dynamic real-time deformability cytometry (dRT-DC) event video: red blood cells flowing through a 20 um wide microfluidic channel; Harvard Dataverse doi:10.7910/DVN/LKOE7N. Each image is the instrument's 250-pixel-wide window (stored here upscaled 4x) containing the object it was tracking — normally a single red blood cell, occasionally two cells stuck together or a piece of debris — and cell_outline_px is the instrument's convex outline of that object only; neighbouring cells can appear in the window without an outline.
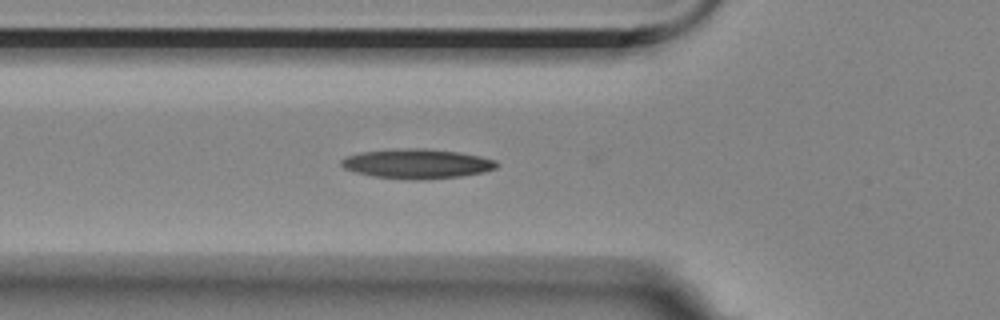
{"species": "Egyptian fruit bat (a non-hibernating species)", "species_latin": "Rousettus aegyptiacus", "temperature_condition": "room temperature", "stored_images_in_passage": 30, "camera_frame_rate_fps": 3000, "um_per_image_px": 0.085, "animal": {"sex": "female"}, "frame": {"image": 1, "passage_image": 2, "time_ms": 0.333, "image_size_px": [1000, 320], "cell_outline_px": [[500, 164], [496, 168], [484, 172], [460, 176], [424, 180], [408, 180], [372, 176], [356, 172], [344, 168], [340, 164], [340, 160], [348, 156], [360, 152], [400, 148], [424, 148], [460, 152], [480, 156], [496, 160]], "centroid_in_image_um": [35.46, 13.92], "position_along_channel_um": 90.3, "area_um2": 27.05}}
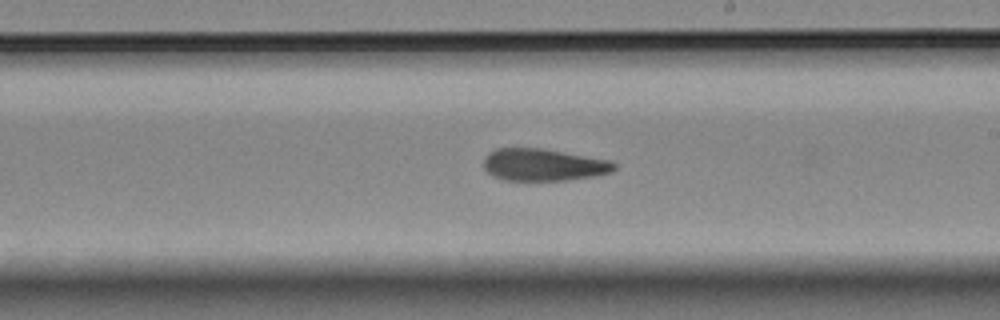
{"frame": {"image": 2, "passage_image": 15, "time_ms": 4.667, "image_size_px": [1000, 320], "cell_outline_px": [[616, 168], [612, 172], [596, 176], [568, 180], [504, 180], [492, 176], [484, 168], [484, 156], [488, 152], [496, 148], [540, 148], [612, 160], [616, 164]], "centroid_in_image_um": [46.2, 14.01], "position_along_channel_um": 242.8, "area_um2": 24.68}}
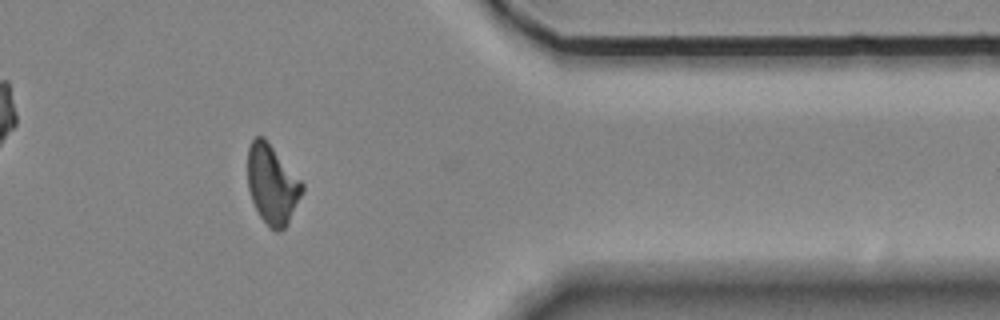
{"frame": {"image": 3, "passage_image": 29, "time_ms": 9.333, "image_size_px": [1000, 320], "cell_outline_px": [[304, 188], [288, 224], [280, 232], [276, 232], [268, 228], [260, 216], [252, 200], [248, 188], [248, 148], [252, 140], [256, 136], [264, 136], [304, 184]], "centroid_in_image_um": [23.13, 15.69], "position_along_channel_um": 388.3, "area_um2": 25.2}, "authors_computed_cell_mechanics": {"area_um2": 25.0274, "velocity_mm_per_s": 3.5028, "shape_relaxation_time_tau1_ms": null, "shape_relaxation_time_tau2_ms": 5.8402, "deformation_change_tau1": null, "deformation_change_tau2": 0.1531}}